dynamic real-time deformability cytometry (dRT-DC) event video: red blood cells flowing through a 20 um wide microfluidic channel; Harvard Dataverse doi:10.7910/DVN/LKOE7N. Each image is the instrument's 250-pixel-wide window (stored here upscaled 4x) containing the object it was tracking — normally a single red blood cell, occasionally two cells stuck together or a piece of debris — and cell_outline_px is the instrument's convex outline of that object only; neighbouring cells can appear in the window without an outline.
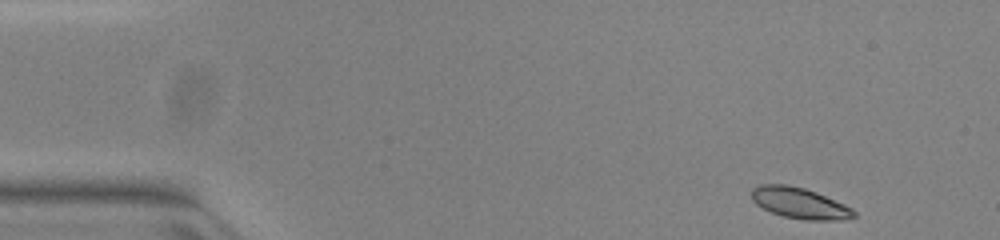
{"species": "common noctule bat (a hibernating species)", "species_latin": "Nyctalus noctula", "temperature_condition": "warm", "stored_images_in_passage": 48, "camera_frame_rate_fps": 3000, "um_per_image_px": 0.085, "animal": {"sex": "female", "body_mass_g": 23.0, "forearm_length_mm": 53.4}, "frame": {"image": 1, "passage_image": 1, "time_ms": 0.0, "image_size_px": [1000, 240], "cell_outline_px": [[856, 216], [844, 220], [804, 220], [784, 216], [772, 212], [756, 204], [752, 200], [752, 188], [760, 184], [788, 184], [804, 188], [816, 192], [844, 204], [852, 208], [856, 212]], "centroid_in_image_um": [67.98, 17.26], "position_along_channel_um": 17.0, "area_um2": 18.44}}
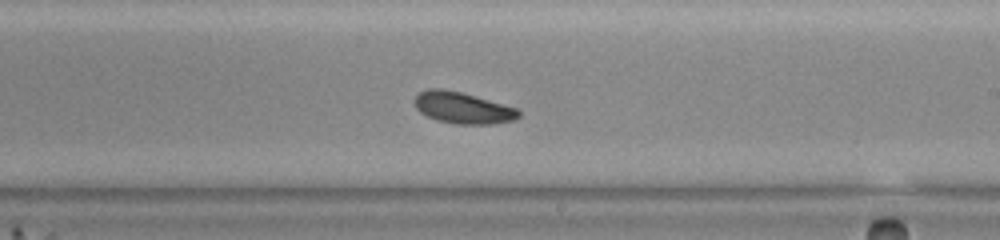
{"frame": {"image": 2, "passage_image": 27, "time_ms": 8.667, "image_size_px": [1000, 240], "cell_outline_px": [[520, 116], [516, 120], [496, 124], [456, 124], [436, 120], [420, 112], [416, 108], [416, 96], [420, 92], [428, 88], [440, 88], [460, 92], [516, 108], [520, 112]], "centroid_in_image_um": [39.35, 9.18], "position_along_channel_um": 249.7, "area_um2": 18.9}}
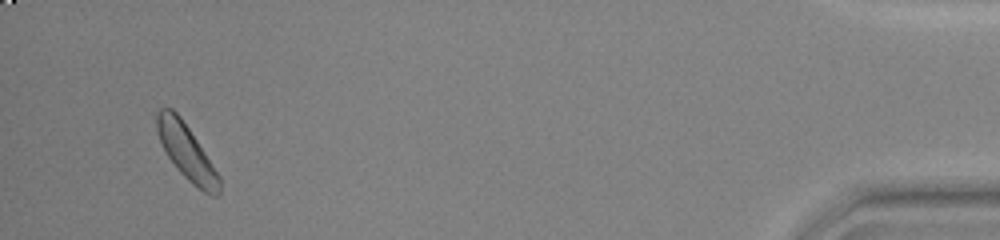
{"frame": {"image": 3, "passage_image": 46, "time_ms": 15.0, "image_size_px": [1000, 240], "cell_outline_px": [[220, 192], [216, 196], [212, 196], [204, 192], [192, 184], [176, 168], [168, 156], [160, 140], [156, 128], [156, 112], [160, 108], [172, 108], [180, 116], [220, 176]], "centroid_in_image_um": [15.85, 12.92], "position_along_channel_um": 419.4, "area_um2": 19.71}}